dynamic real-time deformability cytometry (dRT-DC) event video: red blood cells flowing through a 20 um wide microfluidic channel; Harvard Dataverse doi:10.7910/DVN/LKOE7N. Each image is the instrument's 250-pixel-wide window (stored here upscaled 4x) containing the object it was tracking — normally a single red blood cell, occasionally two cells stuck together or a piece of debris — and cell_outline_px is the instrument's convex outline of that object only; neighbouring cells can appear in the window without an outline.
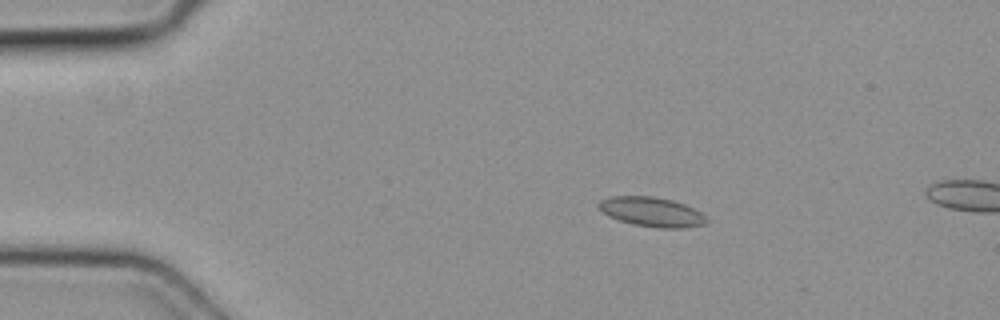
{"species": "common noctule bat (a hibernating species)", "species_latin": "Nyctalus noctula", "temperature_condition": "cold", "stored_images_in_passage": 3, "camera_frame_rate_fps": 3000, "um_per_image_px": 0.085, "animal": {"sex": "female", "body_mass_g": 19.3, "forearm_length_mm": 54.1}, "frame": {"image": 1, "passage_image": 2, "time_ms": 0.333, "image_size_px": [1000, 320], "cell_outline_px": [[708, 220], [704, 224], [684, 228], [660, 228], [632, 224], [608, 216], [596, 204], [600, 200], [612, 196], [652, 196], [672, 200], [684, 204], [708, 216]], "centroid_in_image_um": [55.41, 18.01], "position_along_channel_um": 29.6, "area_um2": 18.5}}